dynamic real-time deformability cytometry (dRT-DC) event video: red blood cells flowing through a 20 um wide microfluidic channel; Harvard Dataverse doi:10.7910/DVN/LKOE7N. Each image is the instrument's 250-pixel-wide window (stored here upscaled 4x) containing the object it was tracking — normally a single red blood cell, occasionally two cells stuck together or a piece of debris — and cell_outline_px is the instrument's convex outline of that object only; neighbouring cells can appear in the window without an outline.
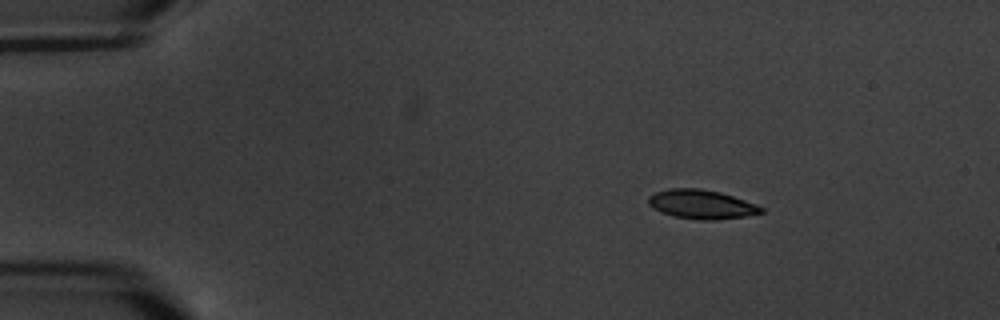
{"species": "common noctule bat (a hibernating species)", "species_latin": "Nyctalus noctula", "temperature_condition": "warm", "stored_images_in_passage": 4, "camera_frame_rate_fps": 3000, "um_per_image_px": 0.085, "animal": {"sex": "male", "body_mass_g": 20.1, "forearm_length_mm": 53.5}, "frame": {"image": 1, "passage_image": 2, "time_ms": 1.0, "image_size_px": [1000, 320], "cell_outline_px": [[764, 212], [744, 216], [712, 220], [700, 220], [676, 216], [660, 212], [652, 208], [648, 204], [648, 196], [656, 192], [668, 188], [700, 188], [720, 192], [756, 204], [764, 208]], "centroid_in_image_um": [59.59, 17.36], "position_along_channel_um": 25.4, "area_um2": 19.02}}